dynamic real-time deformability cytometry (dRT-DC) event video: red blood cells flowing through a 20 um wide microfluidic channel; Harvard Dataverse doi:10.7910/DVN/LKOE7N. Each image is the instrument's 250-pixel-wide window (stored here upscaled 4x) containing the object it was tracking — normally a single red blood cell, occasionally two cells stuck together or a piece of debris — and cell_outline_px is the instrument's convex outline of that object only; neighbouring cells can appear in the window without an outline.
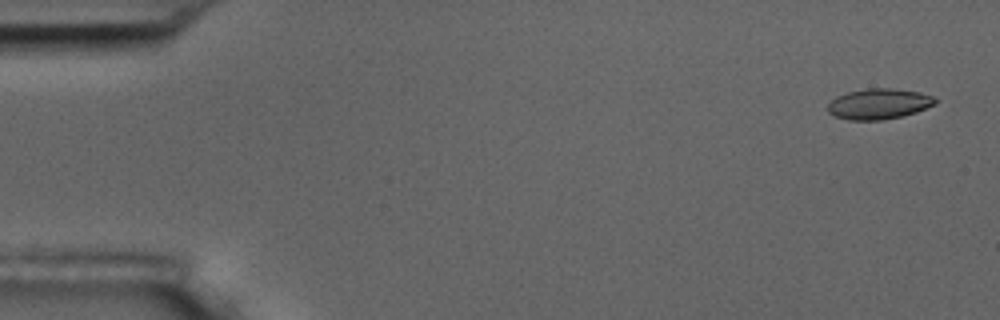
{"species": "common noctule bat (a hibernating species)", "species_latin": "Nyctalus noctula", "temperature_condition": "room temperature", "stored_images_in_passage": 5, "camera_frame_rate_fps": 3000, "um_per_image_px": 0.085, "animal": {"sex": "male", "body_mass_g": 17.5, "forearm_length_mm": 52.3}, "frame": {"image": 1, "passage_image": 1, "time_ms": 0.0, "image_size_px": [1000, 320], "cell_outline_px": [[940, 100], [936, 104], [916, 112], [904, 116], [880, 120], [848, 120], [836, 116], [828, 112], [828, 104], [836, 96], [848, 92], [868, 88], [892, 88], [920, 92], [932, 96]], "centroid_in_image_um": [74.74, 8.83], "position_along_channel_um": 10.3, "area_um2": 19.25}}
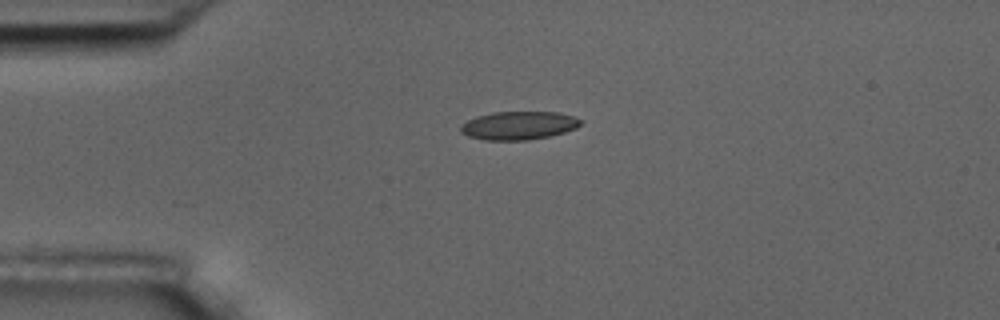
{"frame": {"image": 2, "passage_image": 4, "time_ms": 3.667, "image_size_px": [1000, 320], "cell_outline_px": [[580, 124], [576, 128], [564, 132], [548, 136], [528, 140], [484, 140], [468, 136], [460, 132], [460, 124], [476, 116], [492, 112], [556, 112], [572, 116], [580, 120]], "centroid_in_image_um": [44.02, 10.67], "position_along_channel_um": 41.0, "area_um2": 19.71}}